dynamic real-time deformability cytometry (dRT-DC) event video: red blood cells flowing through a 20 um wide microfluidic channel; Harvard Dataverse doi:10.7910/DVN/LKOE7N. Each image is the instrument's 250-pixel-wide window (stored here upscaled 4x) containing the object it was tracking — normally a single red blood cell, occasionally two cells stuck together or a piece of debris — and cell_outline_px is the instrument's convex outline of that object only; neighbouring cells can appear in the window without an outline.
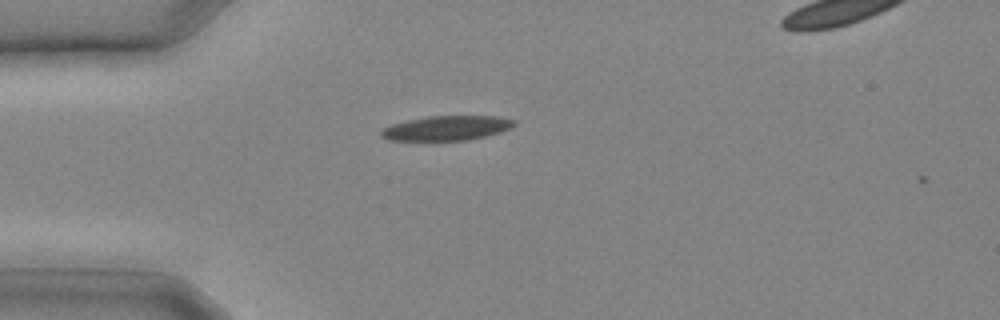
{"species": "common noctule bat (a hibernating species)", "species_latin": "Nyctalus noctula", "temperature_condition": "cold", "stored_images_in_passage": 2, "camera_frame_rate_fps": 3000, "um_per_image_px": 0.085, "animal": {"sex": "male", "body_mass_g": 20.4}, "frame": {"image": 1, "passage_image": 1, "time_ms": 0.0, "image_size_px": [1000, 320], "cell_outline_px": [[516, 124], [500, 132], [468, 140], [388, 140], [380, 136], [380, 132], [384, 128], [392, 124], [408, 120], [428, 116], [496, 116], [516, 120]], "centroid_in_image_um": [37.96, 10.88], "position_along_channel_um": 47.0, "area_um2": 18.9}}